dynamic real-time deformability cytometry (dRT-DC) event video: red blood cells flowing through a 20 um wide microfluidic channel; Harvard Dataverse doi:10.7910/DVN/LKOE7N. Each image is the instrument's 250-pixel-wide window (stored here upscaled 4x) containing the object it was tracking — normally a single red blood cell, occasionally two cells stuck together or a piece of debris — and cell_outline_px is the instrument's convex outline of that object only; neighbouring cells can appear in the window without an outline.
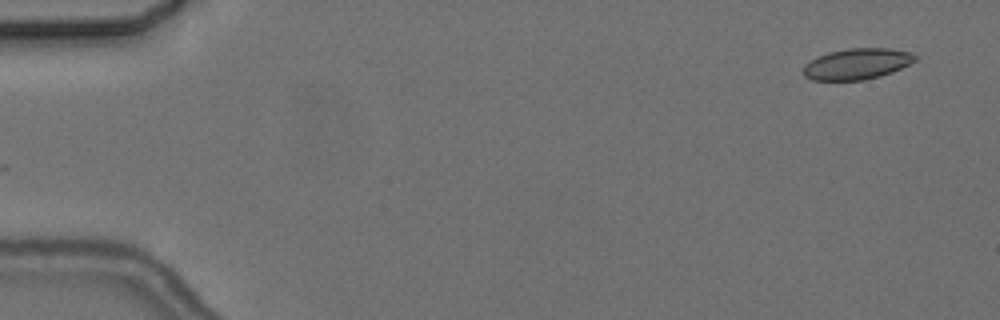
{"species": "common noctule bat (a hibernating species)", "species_latin": "Nyctalus noctula", "temperature_condition": "cold", "stored_images_in_passage": 2, "camera_frame_rate_fps": 3000, "um_per_image_px": 0.085, "animal": {"sex": "female", "body_mass_g": 24.6, "forearm_length_mm": 56.2}, "frame": {"image": 1, "passage_image": 2, "time_ms": 2.0, "image_size_px": [1000, 320], "cell_outline_px": [[916, 60], [892, 72], [880, 76], [864, 80], [812, 80], [804, 76], [804, 64], [816, 56], [828, 52], [848, 48], [888, 48], [912, 52], [916, 56]], "centroid_in_image_um": [72.82, 5.42], "position_along_channel_um": 12.2, "area_um2": 20.23}}